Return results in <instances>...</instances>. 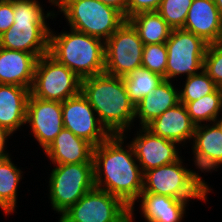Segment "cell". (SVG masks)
I'll return each mask as SVG.
<instances>
[{
	"label": "cell",
	"instance_id": "6da1fadb",
	"mask_svg": "<svg viewBox=\"0 0 222 222\" xmlns=\"http://www.w3.org/2000/svg\"><path fill=\"white\" fill-rule=\"evenodd\" d=\"M125 141L123 134L110 135L94 147V184L96 188L121 199L130 208V222H134L135 205L143 190L144 173L133 146Z\"/></svg>",
	"mask_w": 222,
	"mask_h": 222
},
{
	"label": "cell",
	"instance_id": "7a4b0ae2",
	"mask_svg": "<svg viewBox=\"0 0 222 222\" xmlns=\"http://www.w3.org/2000/svg\"><path fill=\"white\" fill-rule=\"evenodd\" d=\"M81 93L111 135L123 134L131 138V129L136 124L135 104L127 93L123 77L102 73L84 78L81 81Z\"/></svg>",
	"mask_w": 222,
	"mask_h": 222
},
{
	"label": "cell",
	"instance_id": "3957f363",
	"mask_svg": "<svg viewBox=\"0 0 222 222\" xmlns=\"http://www.w3.org/2000/svg\"><path fill=\"white\" fill-rule=\"evenodd\" d=\"M40 0H13L14 24L0 36V47L35 54H48L50 24L55 9L44 11ZM47 12V13H45Z\"/></svg>",
	"mask_w": 222,
	"mask_h": 222
},
{
	"label": "cell",
	"instance_id": "277c9868",
	"mask_svg": "<svg viewBox=\"0 0 222 222\" xmlns=\"http://www.w3.org/2000/svg\"><path fill=\"white\" fill-rule=\"evenodd\" d=\"M53 30L50 28V56L73 71L81 80L104 73L105 41L73 29L59 33Z\"/></svg>",
	"mask_w": 222,
	"mask_h": 222
},
{
	"label": "cell",
	"instance_id": "5b68a950",
	"mask_svg": "<svg viewBox=\"0 0 222 222\" xmlns=\"http://www.w3.org/2000/svg\"><path fill=\"white\" fill-rule=\"evenodd\" d=\"M183 161L185 158L183 160L180 157L173 163L145 171L141 193L163 195L187 202L198 199L206 203L208 193L212 192L211 187L197 171L188 169Z\"/></svg>",
	"mask_w": 222,
	"mask_h": 222
},
{
	"label": "cell",
	"instance_id": "8992f818",
	"mask_svg": "<svg viewBox=\"0 0 222 222\" xmlns=\"http://www.w3.org/2000/svg\"><path fill=\"white\" fill-rule=\"evenodd\" d=\"M55 11L63 14L69 29L106 41L126 21L116 9L98 0H55Z\"/></svg>",
	"mask_w": 222,
	"mask_h": 222
},
{
	"label": "cell",
	"instance_id": "52a82bcc",
	"mask_svg": "<svg viewBox=\"0 0 222 222\" xmlns=\"http://www.w3.org/2000/svg\"><path fill=\"white\" fill-rule=\"evenodd\" d=\"M51 169L48 196L51 209L59 215L95 187L94 163L53 164Z\"/></svg>",
	"mask_w": 222,
	"mask_h": 222
},
{
	"label": "cell",
	"instance_id": "ba28073f",
	"mask_svg": "<svg viewBox=\"0 0 222 222\" xmlns=\"http://www.w3.org/2000/svg\"><path fill=\"white\" fill-rule=\"evenodd\" d=\"M81 79L49 54L37 59L30 94L46 101L64 102L81 92Z\"/></svg>",
	"mask_w": 222,
	"mask_h": 222
},
{
	"label": "cell",
	"instance_id": "9c48e42d",
	"mask_svg": "<svg viewBox=\"0 0 222 222\" xmlns=\"http://www.w3.org/2000/svg\"><path fill=\"white\" fill-rule=\"evenodd\" d=\"M167 48L166 80L178 81L203 70L208 43L183 29H173L165 42ZM176 78V79H175Z\"/></svg>",
	"mask_w": 222,
	"mask_h": 222
},
{
	"label": "cell",
	"instance_id": "30bf717a",
	"mask_svg": "<svg viewBox=\"0 0 222 222\" xmlns=\"http://www.w3.org/2000/svg\"><path fill=\"white\" fill-rule=\"evenodd\" d=\"M58 222H130V208L118 197L94 187L66 210Z\"/></svg>",
	"mask_w": 222,
	"mask_h": 222
},
{
	"label": "cell",
	"instance_id": "8fae6325",
	"mask_svg": "<svg viewBox=\"0 0 222 222\" xmlns=\"http://www.w3.org/2000/svg\"><path fill=\"white\" fill-rule=\"evenodd\" d=\"M144 44L133 25L126 20L105 41L104 73L125 77L142 67Z\"/></svg>",
	"mask_w": 222,
	"mask_h": 222
},
{
	"label": "cell",
	"instance_id": "7c38bea8",
	"mask_svg": "<svg viewBox=\"0 0 222 222\" xmlns=\"http://www.w3.org/2000/svg\"><path fill=\"white\" fill-rule=\"evenodd\" d=\"M62 115L64 128L94 147L111 135L99 122L95 110L81 92L62 102Z\"/></svg>",
	"mask_w": 222,
	"mask_h": 222
},
{
	"label": "cell",
	"instance_id": "4fadbf2b",
	"mask_svg": "<svg viewBox=\"0 0 222 222\" xmlns=\"http://www.w3.org/2000/svg\"><path fill=\"white\" fill-rule=\"evenodd\" d=\"M25 125H28L31 135L45 151L64 128L62 102L41 100L30 94Z\"/></svg>",
	"mask_w": 222,
	"mask_h": 222
},
{
	"label": "cell",
	"instance_id": "5bb4252c",
	"mask_svg": "<svg viewBox=\"0 0 222 222\" xmlns=\"http://www.w3.org/2000/svg\"><path fill=\"white\" fill-rule=\"evenodd\" d=\"M139 130V131H138ZM129 142L143 173L177 161L181 156L176 142L154 135L146 127H139ZM178 147V148H177Z\"/></svg>",
	"mask_w": 222,
	"mask_h": 222
},
{
	"label": "cell",
	"instance_id": "9a60e30c",
	"mask_svg": "<svg viewBox=\"0 0 222 222\" xmlns=\"http://www.w3.org/2000/svg\"><path fill=\"white\" fill-rule=\"evenodd\" d=\"M191 145L192 161L200 177L199 172L212 174L222 167V131L215 123L196 125Z\"/></svg>",
	"mask_w": 222,
	"mask_h": 222
},
{
	"label": "cell",
	"instance_id": "2e32d148",
	"mask_svg": "<svg viewBox=\"0 0 222 222\" xmlns=\"http://www.w3.org/2000/svg\"><path fill=\"white\" fill-rule=\"evenodd\" d=\"M195 124L191 121L185 104L179 102L149 123L146 128L154 135L176 142L183 147L192 142Z\"/></svg>",
	"mask_w": 222,
	"mask_h": 222
},
{
	"label": "cell",
	"instance_id": "e0dca14e",
	"mask_svg": "<svg viewBox=\"0 0 222 222\" xmlns=\"http://www.w3.org/2000/svg\"><path fill=\"white\" fill-rule=\"evenodd\" d=\"M183 30L203 38L208 44L222 42V17L214 0H193Z\"/></svg>",
	"mask_w": 222,
	"mask_h": 222
},
{
	"label": "cell",
	"instance_id": "ac0fdd59",
	"mask_svg": "<svg viewBox=\"0 0 222 222\" xmlns=\"http://www.w3.org/2000/svg\"><path fill=\"white\" fill-rule=\"evenodd\" d=\"M93 150L91 143L63 128L44 153L52 164L94 163Z\"/></svg>",
	"mask_w": 222,
	"mask_h": 222
},
{
	"label": "cell",
	"instance_id": "d6986e66",
	"mask_svg": "<svg viewBox=\"0 0 222 222\" xmlns=\"http://www.w3.org/2000/svg\"><path fill=\"white\" fill-rule=\"evenodd\" d=\"M37 59L35 54L0 47V84L31 89Z\"/></svg>",
	"mask_w": 222,
	"mask_h": 222
},
{
	"label": "cell",
	"instance_id": "ffe728a7",
	"mask_svg": "<svg viewBox=\"0 0 222 222\" xmlns=\"http://www.w3.org/2000/svg\"><path fill=\"white\" fill-rule=\"evenodd\" d=\"M30 89L0 84V126L12 135L25 126Z\"/></svg>",
	"mask_w": 222,
	"mask_h": 222
},
{
	"label": "cell",
	"instance_id": "44dd1931",
	"mask_svg": "<svg viewBox=\"0 0 222 222\" xmlns=\"http://www.w3.org/2000/svg\"><path fill=\"white\" fill-rule=\"evenodd\" d=\"M170 80H162L156 89L135 105V121L146 127L155 118L179 103V89Z\"/></svg>",
	"mask_w": 222,
	"mask_h": 222
},
{
	"label": "cell",
	"instance_id": "7402d4cb",
	"mask_svg": "<svg viewBox=\"0 0 222 222\" xmlns=\"http://www.w3.org/2000/svg\"><path fill=\"white\" fill-rule=\"evenodd\" d=\"M137 202L140 205V214L146 222H182L189 203L173 197L150 193H141Z\"/></svg>",
	"mask_w": 222,
	"mask_h": 222
},
{
	"label": "cell",
	"instance_id": "603a6c76",
	"mask_svg": "<svg viewBox=\"0 0 222 222\" xmlns=\"http://www.w3.org/2000/svg\"><path fill=\"white\" fill-rule=\"evenodd\" d=\"M23 173L11 156L0 160V209L7 216L13 214L18 207L17 194Z\"/></svg>",
	"mask_w": 222,
	"mask_h": 222
},
{
	"label": "cell",
	"instance_id": "cb8c5ba5",
	"mask_svg": "<svg viewBox=\"0 0 222 222\" xmlns=\"http://www.w3.org/2000/svg\"><path fill=\"white\" fill-rule=\"evenodd\" d=\"M144 45L165 43L172 29L157 11L140 12L127 19Z\"/></svg>",
	"mask_w": 222,
	"mask_h": 222
},
{
	"label": "cell",
	"instance_id": "d4e9b609",
	"mask_svg": "<svg viewBox=\"0 0 222 222\" xmlns=\"http://www.w3.org/2000/svg\"><path fill=\"white\" fill-rule=\"evenodd\" d=\"M191 121L195 125L214 123L222 113V88L207 94L199 100L188 102L186 105Z\"/></svg>",
	"mask_w": 222,
	"mask_h": 222
},
{
	"label": "cell",
	"instance_id": "484cf974",
	"mask_svg": "<svg viewBox=\"0 0 222 222\" xmlns=\"http://www.w3.org/2000/svg\"><path fill=\"white\" fill-rule=\"evenodd\" d=\"M127 93L131 101L137 103L145 96L151 94L162 82L163 77L140 67L129 75L123 77Z\"/></svg>",
	"mask_w": 222,
	"mask_h": 222
},
{
	"label": "cell",
	"instance_id": "4316f807",
	"mask_svg": "<svg viewBox=\"0 0 222 222\" xmlns=\"http://www.w3.org/2000/svg\"><path fill=\"white\" fill-rule=\"evenodd\" d=\"M183 79L185 84L182 83V88L179 90V102L185 105L214 93L219 88L204 70Z\"/></svg>",
	"mask_w": 222,
	"mask_h": 222
},
{
	"label": "cell",
	"instance_id": "83f0119b",
	"mask_svg": "<svg viewBox=\"0 0 222 222\" xmlns=\"http://www.w3.org/2000/svg\"><path fill=\"white\" fill-rule=\"evenodd\" d=\"M193 0H161L158 13L173 29H183Z\"/></svg>",
	"mask_w": 222,
	"mask_h": 222
},
{
	"label": "cell",
	"instance_id": "f1b7e54d",
	"mask_svg": "<svg viewBox=\"0 0 222 222\" xmlns=\"http://www.w3.org/2000/svg\"><path fill=\"white\" fill-rule=\"evenodd\" d=\"M167 48L165 43L144 45L142 67L166 80Z\"/></svg>",
	"mask_w": 222,
	"mask_h": 222
},
{
	"label": "cell",
	"instance_id": "f546056e",
	"mask_svg": "<svg viewBox=\"0 0 222 222\" xmlns=\"http://www.w3.org/2000/svg\"><path fill=\"white\" fill-rule=\"evenodd\" d=\"M203 70L222 88V42L208 45Z\"/></svg>",
	"mask_w": 222,
	"mask_h": 222
},
{
	"label": "cell",
	"instance_id": "4dcf8cb0",
	"mask_svg": "<svg viewBox=\"0 0 222 222\" xmlns=\"http://www.w3.org/2000/svg\"><path fill=\"white\" fill-rule=\"evenodd\" d=\"M161 0H128L127 19L140 12L158 11Z\"/></svg>",
	"mask_w": 222,
	"mask_h": 222
},
{
	"label": "cell",
	"instance_id": "1f68e13d",
	"mask_svg": "<svg viewBox=\"0 0 222 222\" xmlns=\"http://www.w3.org/2000/svg\"><path fill=\"white\" fill-rule=\"evenodd\" d=\"M14 24L13 0H0V36Z\"/></svg>",
	"mask_w": 222,
	"mask_h": 222
},
{
	"label": "cell",
	"instance_id": "d6a6232c",
	"mask_svg": "<svg viewBox=\"0 0 222 222\" xmlns=\"http://www.w3.org/2000/svg\"><path fill=\"white\" fill-rule=\"evenodd\" d=\"M11 136L14 137V135H12L11 133H9L7 130H5L0 126V160L11 156L9 152L6 150L8 148L7 147L8 139Z\"/></svg>",
	"mask_w": 222,
	"mask_h": 222
},
{
	"label": "cell",
	"instance_id": "836d02e7",
	"mask_svg": "<svg viewBox=\"0 0 222 222\" xmlns=\"http://www.w3.org/2000/svg\"><path fill=\"white\" fill-rule=\"evenodd\" d=\"M98 1L116 9L127 20V2H128V0H98Z\"/></svg>",
	"mask_w": 222,
	"mask_h": 222
},
{
	"label": "cell",
	"instance_id": "e575fe53",
	"mask_svg": "<svg viewBox=\"0 0 222 222\" xmlns=\"http://www.w3.org/2000/svg\"><path fill=\"white\" fill-rule=\"evenodd\" d=\"M214 123L219 127L222 131V113L215 119Z\"/></svg>",
	"mask_w": 222,
	"mask_h": 222
},
{
	"label": "cell",
	"instance_id": "d590c367",
	"mask_svg": "<svg viewBox=\"0 0 222 222\" xmlns=\"http://www.w3.org/2000/svg\"><path fill=\"white\" fill-rule=\"evenodd\" d=\"M214 3L217 6L219 13L222 17V0H214Z\"/></svg>",
	"mask_w": 222,
	"mask_h": 222
},
{
	"label": "cell",
	"instance_id": "8d00e7d4",
	"mask_svg": "<svg viewBox=\"0 0 222 222\" xmlns=\"http://www.w3.org/2000/svg\"><path fill=\"white\" fill-rule=\"evenodd\" d=\"M47 2L50 3V6H54L55 7V0H48Z\"/></svg>",
	"mask_w": 222,
	"mask_h": 222
}]
</instances>
